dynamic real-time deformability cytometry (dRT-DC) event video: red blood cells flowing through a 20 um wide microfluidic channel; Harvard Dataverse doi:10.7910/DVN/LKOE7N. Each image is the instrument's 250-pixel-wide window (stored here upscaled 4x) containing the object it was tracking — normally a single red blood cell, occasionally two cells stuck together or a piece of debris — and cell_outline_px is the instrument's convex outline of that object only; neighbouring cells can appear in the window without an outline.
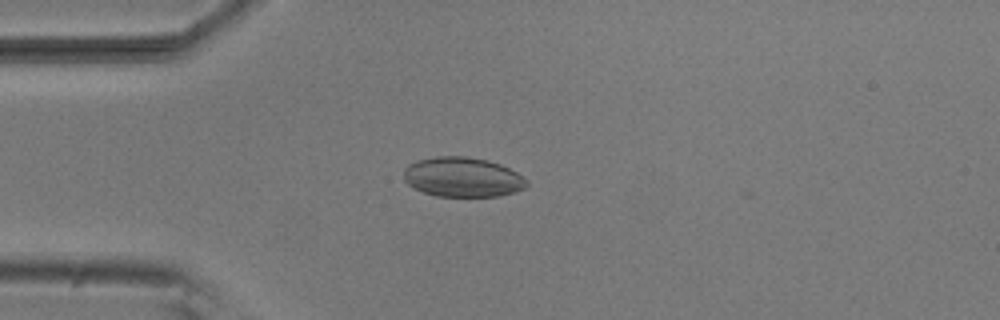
{"species": "common noctule bat (a hibernating species)", "species_latin": "Nyctalus noctula", "temperature_condition": "room temperature", "stored_images_in_passage": 7, "camera_frame_rate_fps": 3000, "um_per_image_px": 0.085, "animal": {"sex": "male", "body_mass_g": 20.5, "forearm_length_mm": 52.5}, "frame": {"image": 1, "passage_image": 4, "time_ms": 1.0, "image_size_px": [1000, 320], "cell_outline_px": [[528, 184], [524, 188], [516, 192], [496, 196], [436, 196], [424, 192], [408, 184], [404, 180], [404, 168], [408, 164], [420, 160], [436, 156], [464, 156], [488, 160], [500, 164], [516, 172], [528, 180]], "centroid_in_image_um": [39.33, 15.05], "position_along_channel_um": 45.7, "area_um2": 28.38}}
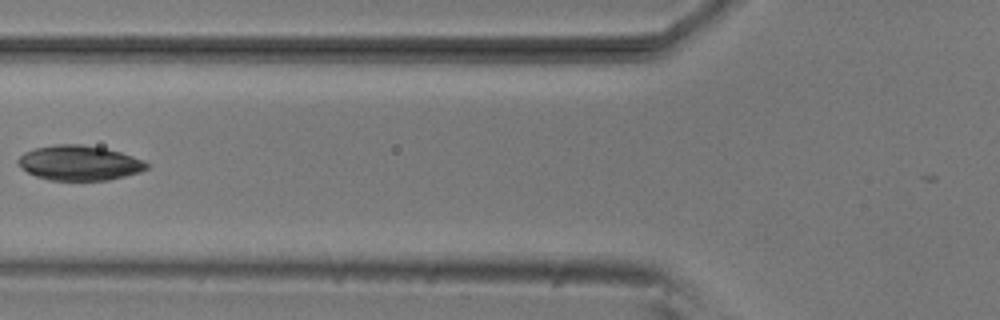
{"frame": {"image": 2, "passage_image": 6, "time_ms": 1.667, "image_size_px": [1000, 320], "cell_outline_px": [[148, 168], [140, 172], [108, 180], [48, 180], [36, 176], [28, 172], [16, 160], [24, 152], [36, 148], [56, 144], [80, 144], [104, 148], [120, 152], [144, 160], [148, 164]], "centroid_in_image_um": [6.76, 13.85], "position_along_channel_um": 119.0, "area_um2": 25.95}}
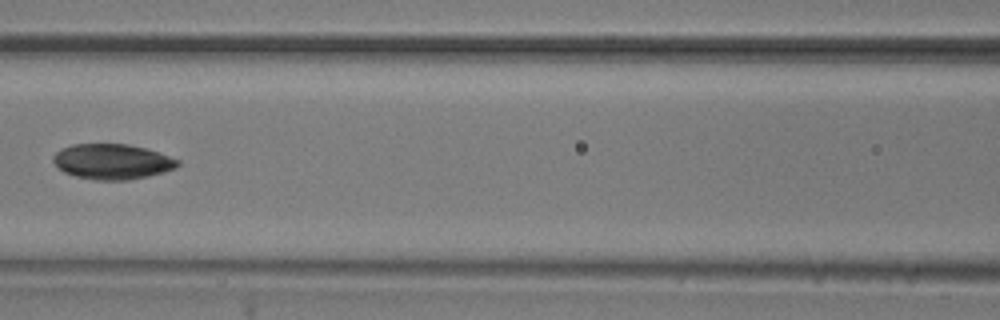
{"frame": {"image": 3, "passage_image": 7, "time_ms": 2.0, "image_size_px": [1000, 320], "cell_outline_px": [[180, 164], [176, 168], [148, 176], [128, 180], [96, 180], [76, 176], [64, 172], [52, 160], [52, 156], [60, 148], [72, 144], [128, 144], [144, 148], [180, 160]], "centroid_in_image_um": [9.52, 13.73], "position_along_channel_um": 157.1, "area_um2": 25.49}}